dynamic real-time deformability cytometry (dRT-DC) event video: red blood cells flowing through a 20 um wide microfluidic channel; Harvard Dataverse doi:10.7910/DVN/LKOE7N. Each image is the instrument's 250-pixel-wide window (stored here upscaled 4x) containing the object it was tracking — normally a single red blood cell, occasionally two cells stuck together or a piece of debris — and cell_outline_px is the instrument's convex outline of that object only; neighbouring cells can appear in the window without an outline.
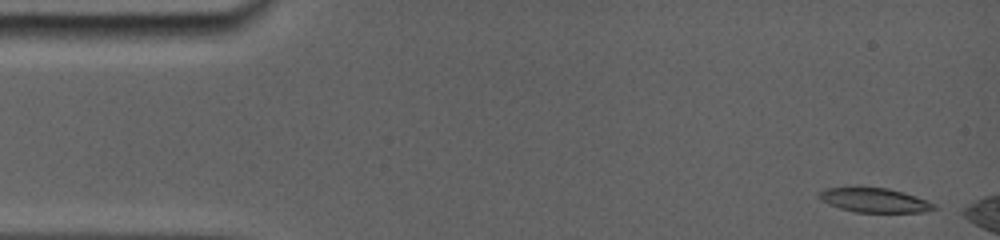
{"species": "common noctule bat (a hibernating species)", "species_latin": "Nyctalus noctula", "temperature_condition": "room temperature", "stored_images_in_passage": 7, "camera_frame_rate_fps": 5000, "um_per_image_px": 0.085, "animal": {"sex": "female", "body_mass_g": 19.0, "forearm_length_mm": 56.7}, "frame": {"image": 1, "passage_image": 1, "time_ms": 0.0, "image_size_px": [1000, 240], "cell_outline_px": [[940, 208], [924, 212], [852, 212], [828, 204], [820, 200], [816, 196], [816, 192], [828, 188], [884, 188], [900, 192], [928, 200], [936, 204]], "centroid_in_image_um": [74.32, 17.04], "position_along_channel_um": 10.7, "area_um2": 16.24}}